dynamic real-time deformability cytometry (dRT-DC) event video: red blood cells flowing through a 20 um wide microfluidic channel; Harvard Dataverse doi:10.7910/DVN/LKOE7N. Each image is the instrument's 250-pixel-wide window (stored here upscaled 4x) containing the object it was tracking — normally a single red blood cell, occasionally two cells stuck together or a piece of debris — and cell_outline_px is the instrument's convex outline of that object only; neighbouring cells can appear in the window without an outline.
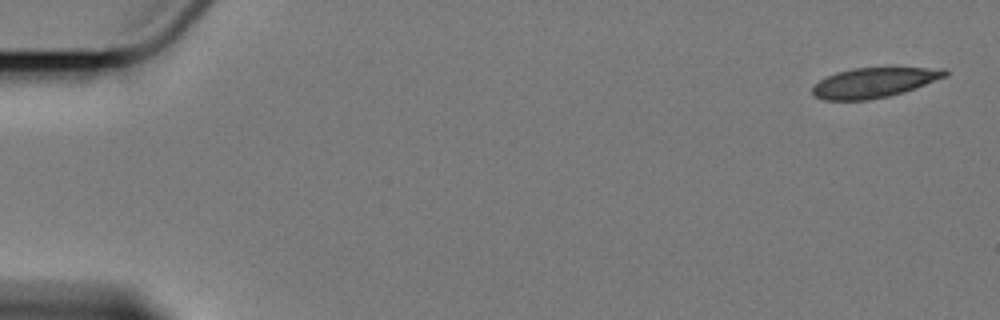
{"species": "Egyptian fruit bat (a non-hibernating species)", "species_latin": "Rousettus aegyptiacus", "temperature_condition": "cold", "stored_images_in_passage": 11, "camera_frame_rate_fps": 3000, "um_per_image_px": 0.085, "animal": {"sex": "female"}, "frame": {"image": 1, "passage_image": 1, "time_ms": 0.0, "image_size_px": [1000, 320], "cell_outline_px": [[948, 76], [916, 88], [904, 92], [888, 96], [868, 100], [824, 100], [812, 96], [812, 88], [824, 76], [836, 72], [852, 68], [888, 64], [948, 68]], "centroid_in_image_um": [74.4, 6.95], "position_along_channel_um": 10.6, "area_um2": 24.68}}
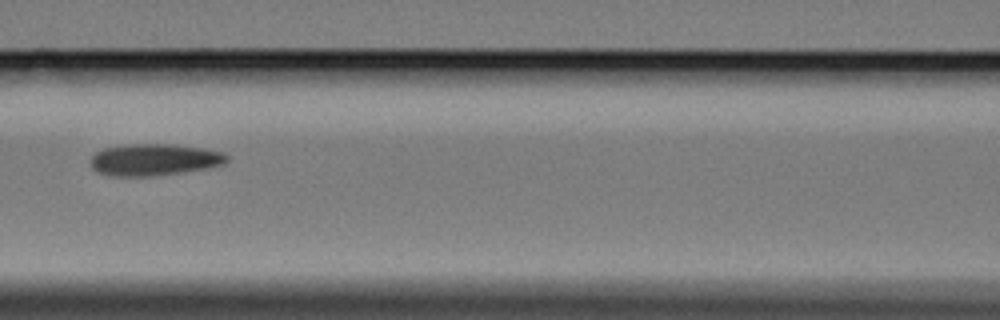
{"frame": {"image": 2, "passage_image": 7, "time_ms": 8.333, "image_size_px": [1000, 320], "cell_outline_px": [[228, 160], [224, 164], [184, 172], [152, 176], [116, 176], [100, 172], [92, 168], [92, 156], [96, 152], [104, 148], [128, 144], [172, 144], [204, 148], [224, 152], [228, 156]], "centroid_in_image_um": [13.15, 13.56], "position_along_channel_um": 153.5, "area_um2": 25.09}}
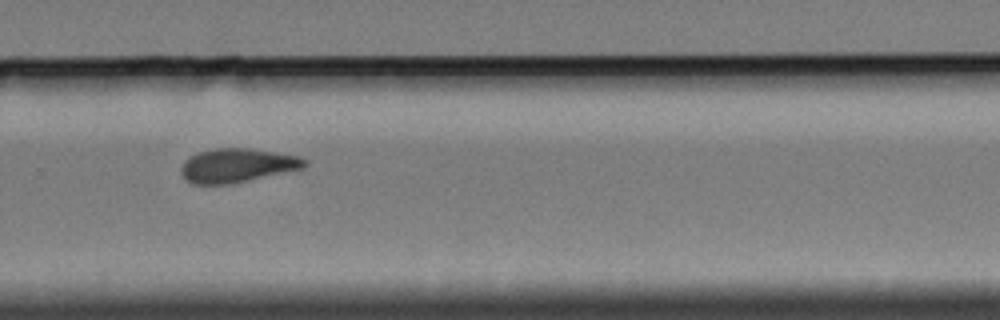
{"frame": {"image": 3, "passage_image": 11, "time_ms": 13.0, "image_size_px": [1000, 320], "cell_outline_px": [[308, 164], [304, 168], [232, 184], [192, 184], [180, 172], [180, 168], [184, 160], [188, 156], [200, 152], [216, 148], [248, 148], [300, 156], [308, 160]], "centroid_in_image_um": [20.17, 14.06], "position_along_channel_um": 309.6, "area_um2": 24.51}}